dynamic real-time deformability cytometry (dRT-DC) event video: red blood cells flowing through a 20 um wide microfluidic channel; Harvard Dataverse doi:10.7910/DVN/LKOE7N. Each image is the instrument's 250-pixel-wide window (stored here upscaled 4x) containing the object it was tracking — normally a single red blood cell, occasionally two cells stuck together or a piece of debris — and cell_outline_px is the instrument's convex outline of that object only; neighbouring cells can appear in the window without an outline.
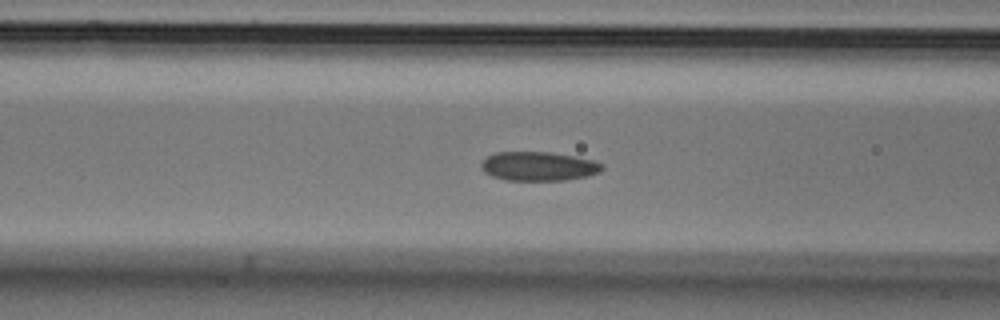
{"species": "Egyptian fruit bat (a non-hibernating species)", "species_latin": "Rousettus aegyptiacus", "temperature_condition": "cold", "stored_images_in_passage": 52, "camera_frame_rate_fps": 3000, "um_per_image_px": 0.085, "animal": {"sex": "male"}, "frame": {"image": 1, "passage_image": 19, "time_ms": 6.0, "image_size_px": [1000, 320], "cell_outline_px": [[604, 168], [600, 172], [588, 176], [564, 180], [504, 180], [492, 176], [484, 172], [480, 168], [480, 164], [488, 156], [496, 152], [548, 152], [572, 156], [592, 160], [604, 164]], "centroid_in_image_um": [45.77, 14.14], "position_along_channel_um": 120.8, "area_um2": 20.46}}
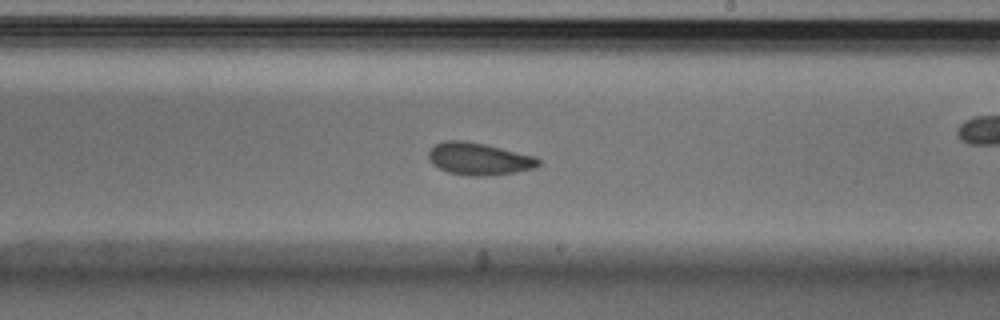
{"frame": {"image": 2, "passage_image": 29, "time_ms": 9.333, "image_size_px": [1000, 320], "cell_outline_px": [[540, 164], [536, 168], [516, 172], [488, 176], [468, 176], [448, 172], [432, 164], [428, 156], [428, 152], [436, 144], [444, 140], [464, 140], [484, 144], [536, 156], [540, 160]], "centroid_in_image_um": [40.73, 13.51], "position_along_channel_um": 248.3, "area_um2": 20.75}}
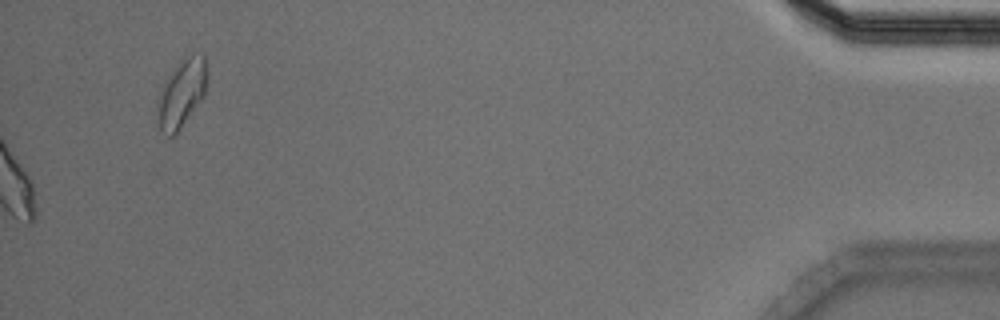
{"frame": {"image": 3, "passage_image": 52, "time_ms": 17.0, "image_size_px": [1000, 320], "cell_outline_px": [[208, 76], [204, 96], [180, 128], [172, 136], [168, 136], [160, 128], [156, 104], [156, 96], [164, 80], [180, 60], [192, 52], [204, 52], [208, 72]], "centroid_in_image_um": [15.45, 7.83], "position_along_channel_um": 419.8, "area_um2": 20.11}}